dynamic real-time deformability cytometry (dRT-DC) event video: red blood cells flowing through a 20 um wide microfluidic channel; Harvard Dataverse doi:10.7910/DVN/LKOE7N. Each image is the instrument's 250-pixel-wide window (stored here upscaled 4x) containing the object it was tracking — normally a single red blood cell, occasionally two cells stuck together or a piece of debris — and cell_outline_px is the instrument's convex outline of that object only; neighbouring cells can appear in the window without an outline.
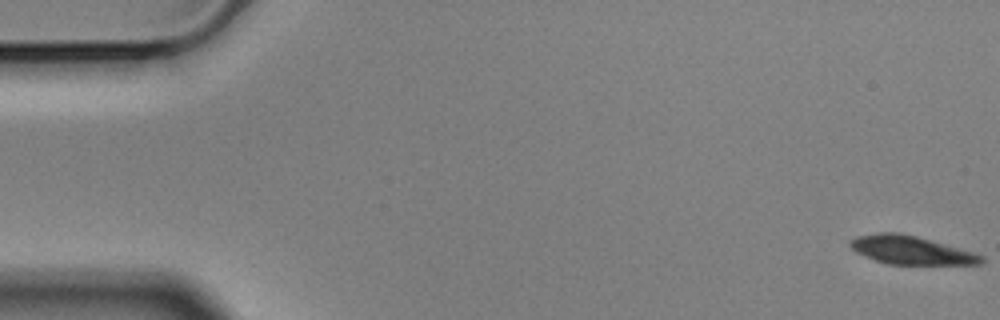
{"species": "Egyptian fruit bat (a non-hibernating species)", "species_latin": "Rousettus aegyptiacus", "temperature_condition": "cold", "stored_images_in_passage": 57, "camera_frame_rate_fps": 3000, "um_per_image_px": 0.085, "animal": {"sex": "male"}, "frame": {"image": 1, "passage_image": 1, "time_ms": 0.0, "image_size_px": [1000, 320], "cell_outline_px": [[984, 260], [980, 264], [888, 264], [864, 256], [856, 252], [848, 244], [856, 236], [880, 232], [892, 232], [916, 236], [972, 252], [984, 256]], "centroid_in_image_um": [77.4, 21.26], "position_along_channel_um": 7.6, "area_um2": 21.27}}
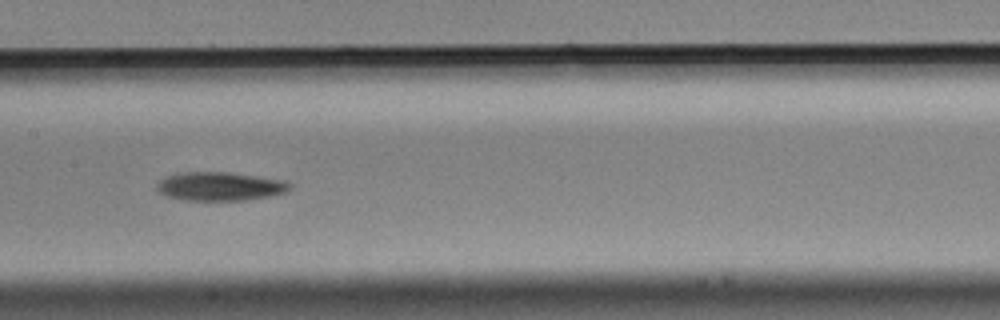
{"frame": {"image": 2, "passage_image": 28, "time_ms": 9.0, "image_size_px": [1000, 320], "cell_outline_px": [[292, 188], [288, 192], [268, 196], [244, 200], [184, 200], [168, 196], [156, 192], [156, 184], [160, 180], [168, 176], [180, 172], [224, 172], [256, 176], [284, 180], [292, 184]], "centroid_in_image_um": [18.69, 15.84], "position_along_channel_um": 188.7, "area_um2": 22.2}}
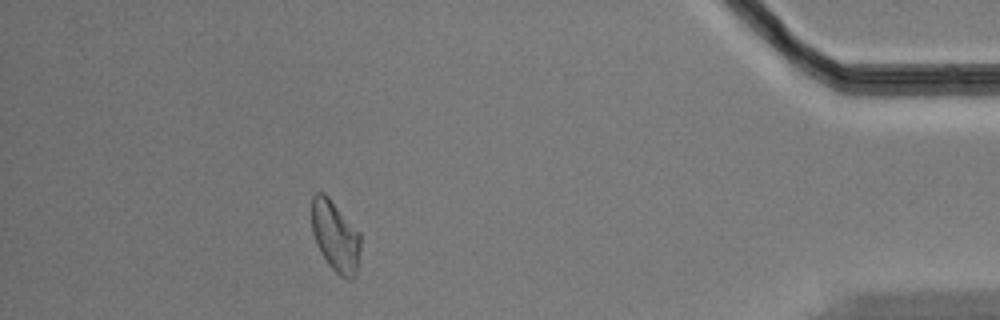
{"frame": {"image": 3, "passage_image": 51, "time_ms": 16.667, "image_size_px": [1000, 320], "cell_outline_px": [[360, 248], [356, 276], [352, 280], [344, 280], [328, 264], [312, 232], [312, 196], [316, 192], [324, 192], [328, 196], [360, 232]], "centroid_in_image_um": [28.53, 20.09], "position_along_channel_um": 406.7, "area_um2": 20.11}, "authors_computed_cell_mechanics": {"area_um2": 22.0796, "velocity_mm_per_s": 3.5164, "shape_relaxation_time_tau1_ms": 3.9653, "shape_relaxation_time_tau2_ms": null, "deformation_change_tau1": 0.1224, "deformation_change_tau2": null}}